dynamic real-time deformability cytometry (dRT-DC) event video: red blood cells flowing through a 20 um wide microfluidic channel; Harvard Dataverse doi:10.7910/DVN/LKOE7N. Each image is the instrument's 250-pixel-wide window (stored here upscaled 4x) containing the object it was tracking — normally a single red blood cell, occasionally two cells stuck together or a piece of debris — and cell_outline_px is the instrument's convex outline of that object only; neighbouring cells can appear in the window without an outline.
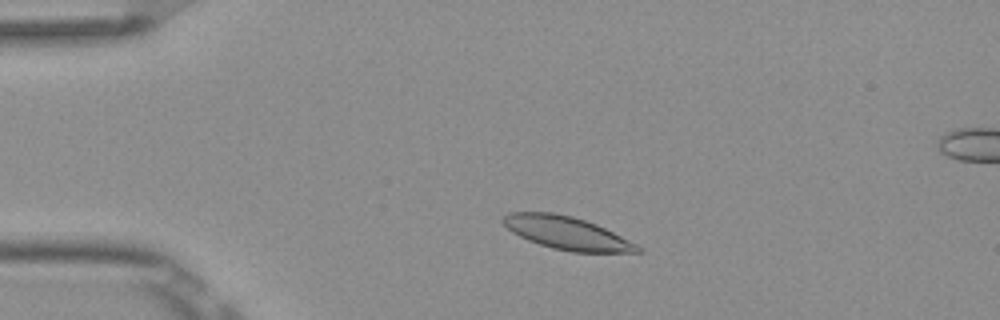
{"species": "Egyptian fruit bat (a non-hibernating species)", "species_latin": "Rousettus aegyptiacus", "temperature_condition": "room temperature", "stored_images_in_passage": 5, "camera_frame_rate_fps": 3000, "um_per_image_px": 0.085, "frame": {"image": 1, "passage_image": 3, "time_ms": 0.667, "image_size_px": [1000, 320], "cell_outline_px": [[644, 248], [640, 252], [572, 252], [552, 248], [528, 240], [512, 232], [500, 220], [500, 216], [508, 212], [552, 212], [572, 216], [596, 224]], "centroid_in_image_um": [48.13, 19.79], "position_along_channel_um": 36.9, "area_um2": 25.66}}